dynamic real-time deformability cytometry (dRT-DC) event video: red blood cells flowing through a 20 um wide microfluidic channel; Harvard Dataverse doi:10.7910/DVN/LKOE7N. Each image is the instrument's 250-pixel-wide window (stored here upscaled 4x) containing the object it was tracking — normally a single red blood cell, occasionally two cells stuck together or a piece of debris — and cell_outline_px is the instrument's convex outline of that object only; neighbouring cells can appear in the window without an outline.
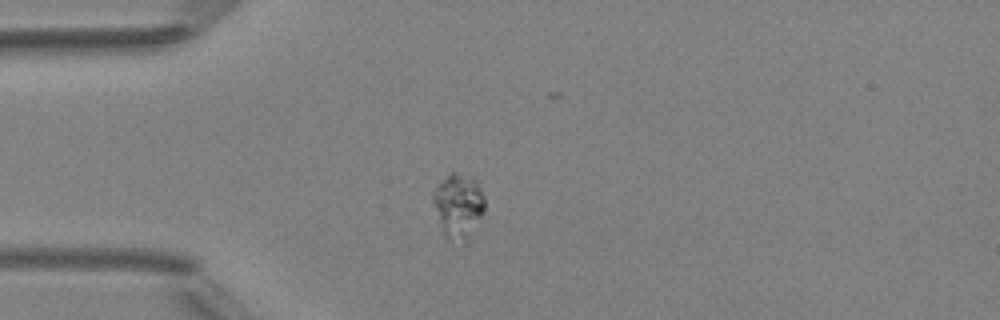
{"species": "Egyptian fruit bat (a non-hibernating species)", "species_latin": "Rousettus aegyptiacus", "temperature_condition": "room temperature", "stored_images_in_passage": 4, "camera_frame_rate_fps": 3000, "um_per_image_px": 0.085, "animal": {"sex": "female"}, "frame": {"image": 1, "passage_image": 1, "time_ms": 0.0, "image_size_px": [1000, 320], "cell_outline_px": [[484, 212], [464, 236], [448, 240], [444, 236], [440, 228], [432, 200], [432, 192], [436, 184], [452, 172], [456, 172], [472, 176], [476, 180], [484, 196]], "centroid_in_image_um": [38.9, 17.36], "position_along_channel_um": 46.1, "area_um2": 18.73}}
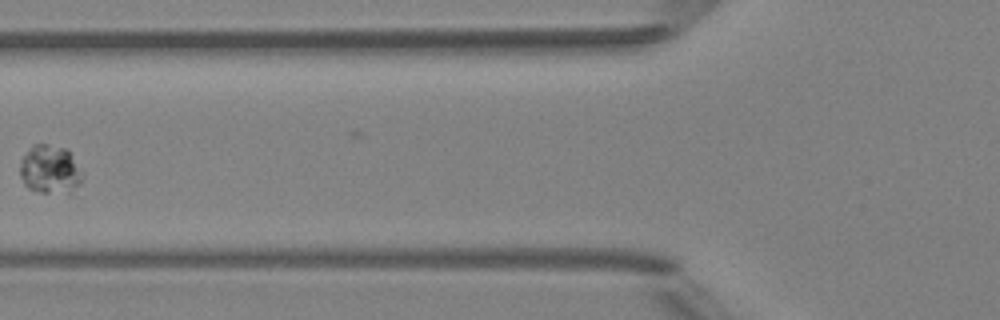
{"frame": {"image": 2, "passage_image": 3, "time_ms": 2.333, "image_size_px": [1000, 320], "cell_outline_px": [[84, 172], [80, 180], [68, 196], [40, 192], [28, 188], [24, 184], [20, 176], [20, 160], [32, 144], [48, 144], [64, 148], [68, 152]], "centroid_in_image_um": [4.23, 14.44], "position_along_channel_um": 121.6, "area_um2": 17.92}}
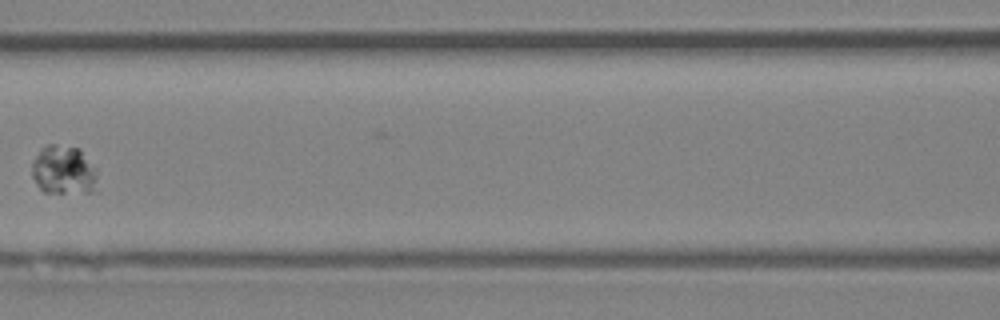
{"frame": {"image": 3, "passage_image": 4, "time_ms": 3.333, "image_size_px": [1000, 320], "cell_outline_px": [[96, 176], [92, 192], [44, 192], [36, 184], [32, 176], [32, 160], [40, 148], [48, 144], [52, 144], [80, 148], [96, 168]], "centroid_in_image_um": [5.37, 14.43], "position_along_channel_um": 161.2, "area_um2": 18.67}}